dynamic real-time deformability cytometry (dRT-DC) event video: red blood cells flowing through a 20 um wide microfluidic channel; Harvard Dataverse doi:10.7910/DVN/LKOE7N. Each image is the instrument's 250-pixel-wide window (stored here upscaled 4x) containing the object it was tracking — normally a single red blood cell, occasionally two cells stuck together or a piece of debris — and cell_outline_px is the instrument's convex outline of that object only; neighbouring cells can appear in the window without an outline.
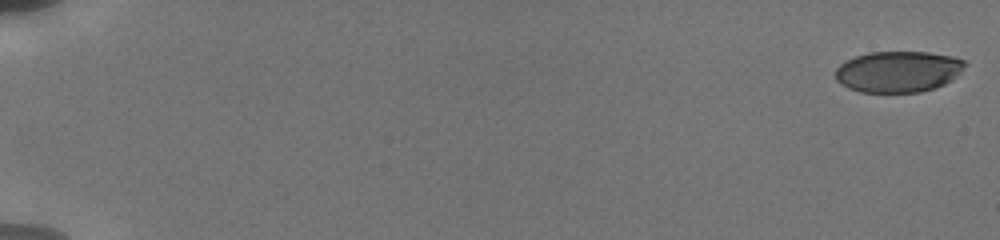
{"species": "human", "species_latin": "Homo sapiens", "temperature_condition": "cold", "stored_images_in_passage": 72, "camera_frame_rate_fps": 3000, "um_per_image_px": 0.085, "donor": {"sex": "male"}, "frame": {"image": 1, "passage_image": 1, "time_ms": 0.0, "image_size_px": [1000, 240], "cell_outline_px": [[968, 64], [952, 80], [944, 84], [920, 92], [860, 92], [848, 88], [840, 84], [836, 80], [836, 68], [844, 60], [868, 52], [928, 52], [952, 56], [964, 60]], "centroid_in_image_um": [76.33, 6.08], "position_along_channel_um": 8.7, "area_um2": 31.21}}
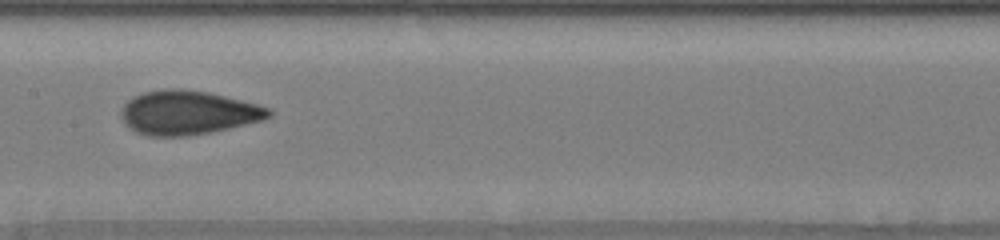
{"frame": {"image": 2, "passage_image": 43, "time_ms": 10.0, "image_size_px": [1000, 240], "cell_outline_px": [[272, 116], [260, 120], [228, 128], [188, 136], [148, 136], [136, 132], [128, 128], [120, 116], [120, 112], [124, 104], [128, 100], [144, 92], [164, 88], [184, 88], [208, 92], [272, 108]], "centroid_in_image_um": [15.93, 9.57], "position_along_channel_um": 191.5, "area_um2": 37.8}}
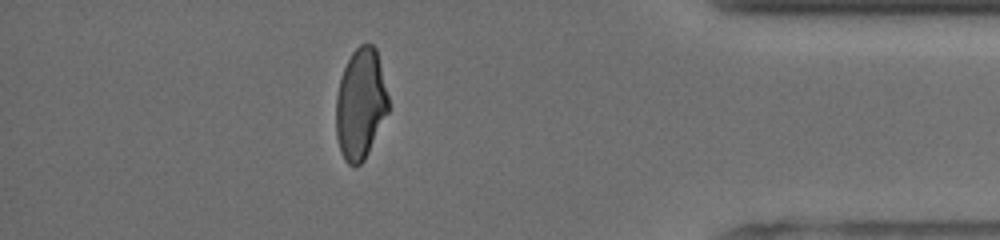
{"frame": {"image": 3, "passage_image": 60, "time_ms": 16.333, "image_size_px": [1000, 240], "cell_outline_px": [[388, 112], [364, 160], [356, 168], [348, 164], [344, 160], [340, 152], [336, 136], [336, 96], [340, 80], [344, 68], [352, 52], [360, 44], [372, 44], [376, 48], [388, 96]], "centroid_in_image_um": [30.63, 8.87], "position_along_channel_um": 404.6, "area_um2": 33.7}, "authors_computed_cell_mechanics": {"area_um2": 34.0731, "velocity_mm_per_s": 3.8251, "shape_relaxation_time_tau1_ms": 6.3786, "shape_relaxation_time_tau2_ms": 1.1345, "deformation_change_tau1": 0.1733, "deformation_change_tau2": 0.0558}}